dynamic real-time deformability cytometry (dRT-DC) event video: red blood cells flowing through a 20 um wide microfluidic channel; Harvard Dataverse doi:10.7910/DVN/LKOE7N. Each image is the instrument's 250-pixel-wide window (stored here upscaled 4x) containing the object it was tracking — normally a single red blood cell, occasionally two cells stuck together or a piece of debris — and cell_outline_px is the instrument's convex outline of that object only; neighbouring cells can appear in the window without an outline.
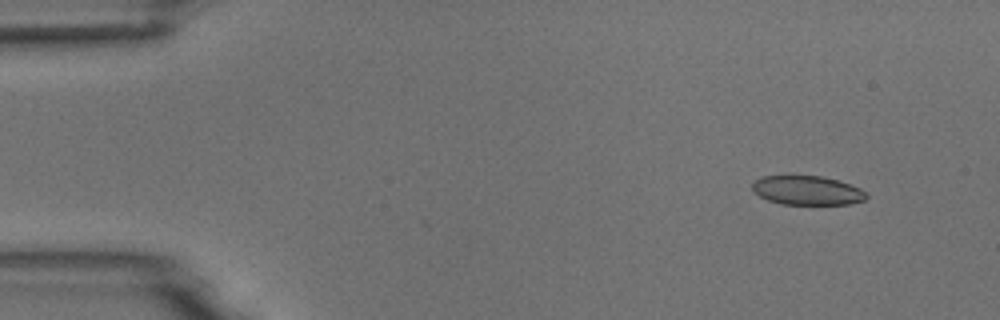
{"species": "common noctule bat (a hibernating species)", "species_latin": "Nyctalus noctula", "temperature_condition": "room temperature", "stored_images_in_passage": 51, "camera_frame_rate_fps": 3000, "um_per_image_px": 0.085, "animal": {"sex": "male", "body_mass_g": 18.8}, "frame": {"image": 1, "passage_image": 2, "time_ms": 0.333, "image_size_px": [1000, 320], "cell_outline_px": [[868, 196], [864, 200], [848, 204], [780, 204], [768, 200], [752, 192], [752, 184], [756, 180], [764, 176], [820, 176], [836, 180], [860, 188], [868, 192]], "centroid_in_image_um": [68.61, 16.19], "position_along_channel_um": 16.4, "area_um2": 19.25}}
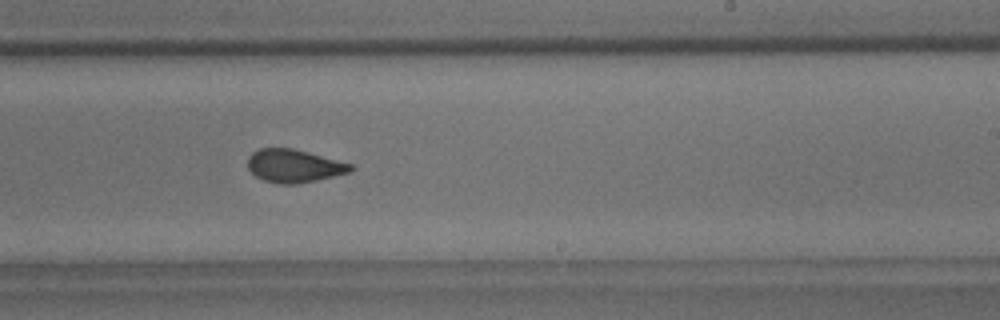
{"frame": {"image": 2, "passage_image": 30, "time_ms": 9.667, "image_size_px": [1000, 320], "cell_outline_px": [[356, 168], [352, 172], [316, 180], [296, 184], [280, 184], [264, 180], [256, 176], [248, 168], [248, 156], [252, 152], [260, 148], [292, 148], [308, 152], [352, 164]], "centroid_in_image_um": [25.01, 14.1], "position_along_channel_um": 264.0, "area_um2": 19.83}}
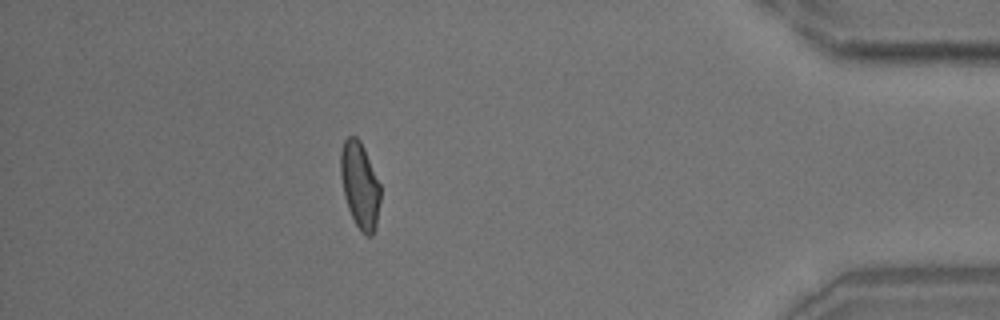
{"frame": {"image": 3, "passage_image": 45, "time_ms": 14.667, "image_size_px": [1000, 320], "cell_outline_px": [[380, 200], [376, 224], [372, 236], [364, 236], [356, 224], [348, 208], [344, 196], [340, 176], [340, 152], [344, 140], [348, 136], [356, 136], [360, 140], [364, 148], [380, 184]], "centroid_in_image_um": [30.57, 15.73], "position_along_channel_um": 404.6, "area_um2": 20.0}, "authors_computed_cell_mechanics": {"area_um2": 20.3456, "velocity_mm_per_s": 3.7235, "shape_relaxation_time_tau1_ms": null, "shape_relaxation_time_tau2_ms": 1.0016, "deformation_change_tau1": null, "deformation_change_tau2": 0.0629}}